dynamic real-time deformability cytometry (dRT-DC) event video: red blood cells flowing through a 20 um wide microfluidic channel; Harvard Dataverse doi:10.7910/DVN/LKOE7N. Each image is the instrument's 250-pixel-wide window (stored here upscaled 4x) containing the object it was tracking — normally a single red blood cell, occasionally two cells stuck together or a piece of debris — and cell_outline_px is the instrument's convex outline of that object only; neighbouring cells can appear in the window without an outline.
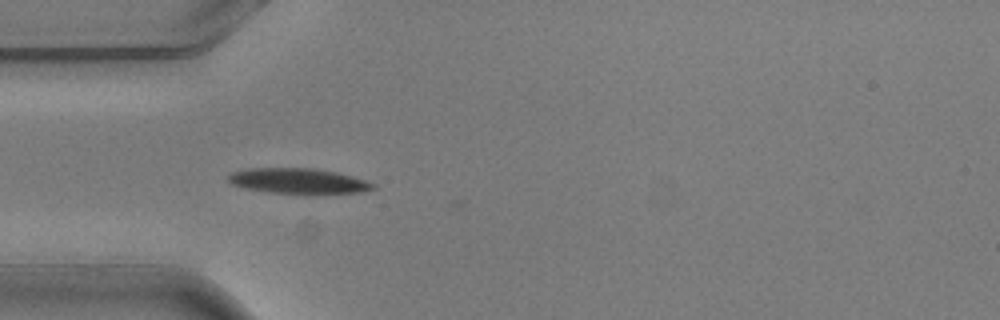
{"species": "common noctule bat (a hibernating species)", "species_latin": "Nyctalus noctula", "temperature_condition": "warm", "stored_images_in_passage": 1, "camera_frame_rate_fps": 3000, "um_per_image_px": 0.085, "animal": {"sex": "male", "body_mass_g": 20.5, "forearm_length_mm": 52.5}, "frame": {"image": 1, "passage_image": 1, "time_ms": 0.0, "image_size_px": [1000, 320], "cell_outline_px": [[376, 188], [364, 192], [324, 196], [308, 196], [268, 192], [248, 188], [232, 184], [228, 180], [228, 176], [232, 172], [248, 168], [316, 168], [336, 172], [352, 176], [376, 184]], "centroid_in_image_um": [25.47, 15.43], "position_along_channel_um": 59.5, "area_um2": 22.37}}